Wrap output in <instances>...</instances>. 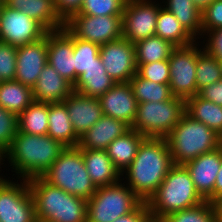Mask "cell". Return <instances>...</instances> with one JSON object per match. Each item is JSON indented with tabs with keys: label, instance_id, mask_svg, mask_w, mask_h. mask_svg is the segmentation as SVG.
<instances>
[{
	"label": "cell",
	"instance_id": "obj_46",
	"mask_svg": "<svg viewBox=\"0 0 222 222\" xmlns=\"http://www.w3.org/2000/svg\"><path fill=\"white\" fill-rule=\"evenodd\" d=\"M222 195V162L214 185V201Z\"/></svg>",
	"mask_w": 222,
	"mask_h": 222
},
{
	"label": "cell",
	"instance_id": "obj_40",
	"mask_svg": "<svg viewBox=\"0 0 222 222\" xmlns=\"http://www.w3.org/2000/svg\"><path fill=\"white\" fill-rule=\"evenodd\" d=\"M16 58L17 47L0 41V82L15 80Z\"/></svg>",
	"mask_w": 222,
	"mask_h": 222
},
{
	"label": "cell",
	"instance_id": "obj_43",
	"mask_svg": "<svg viewBox=\"0 0 222 222\" xmlns=\"http://www.w3.org/2000/svg\"><path fill=\"white\" fill-rule=\"evenodd\" d=\"M83 0H54L55 11L65 24L74 15L79 14Z\"/></svg>",
	"mask_w": 222,
	"mask_h": 222
},
{
	"label": "cell",
	"instance_id": "obj_3",
	"mask_svg": "<svg viewBox=\"0 0 222 222\" xmlns=\"http://www.w3.org/2000/svg\"><path fill=\"white\" fill-rule=\"evenodd\" d=\"M204 201L186 167L174 164L146 204L153 222H160L170 213L195 207Z\"/></svg>",
	"mask_w": 222,
	"mask_h": 222
},
{
	"label": "cell",
	"instance_id": "obj_21",
	"mask_svg": "<svg viewBox=\"0 0 222 222\" xmlns=\"http://www.w3.org/2000/svg\"><path fill=\"white\" fill-rule=\"evenodd\" d=\"M73 91V85L48 63L32 88L34 101L44 103L63 102Z\"/></svg>",
	"mask_w": 222,
	"mask_h": 222
},
{
	"label": "cell",
	"instance_id": "obj_8",
	"mask_svg": "<svg viewBox=\"0 0 222 222\" xmlns=\"http://www.w3.org/2000/svg\"><path fill=\"white\" fill-rule=\"evenodd\" d=\"M185 113V100L173 97L162 102L137 104L136 117L130 127L144 137L166 138Z\"/></svg>",
	"mask_w": 222,
	"mask_h": 222
},
{
	"label": "cell",
	"instance_id": "obj_13",
	"mask_svg": "<svg viewBox=\"0 0 222 222\" xmlns=\"http://www.w3.org/2000/svg\"><path fill=\"white\" fill-rule=\"evenodd\" d=\"M65 27L77 38L103 45L121 38L122 16L74 15Z\"/></svg>",
	"mask_w": 222,
	"mask_h": 222
},
{
	"label": "cell",
	"instance_id": "obj_11",
	"mask_svg": "<svg viewBox=\"0 0 222 222\" xmlns=\"http://www.w3.org/2000/svg\"><path fill=\"white\" fill-rule=\"evenodd\" d=\"M160 2V3H159ZM127 0L122 15V35L133 44L155 35L161 1Z\"/></svg>",
	"mask_w": 222,
	"mask_h": 222
},
{
	"label": "cell",
	"instance_id": "obj_1",
	"mask_svg": "<svg viewBox=\"0 0 222 222\" xmlns=\"http://www.w3.org/2000/svg\"><path fill=\"white\" fill-rule=\"evenodd\" d=\"M173 165L167 139L146 137L132 163L121 173V180L147 202Z\"/></svg>",
	"mask_w": 222,
	"mask_h": 222
},
{
	"label": "cell",
	"instance_id": "obj_35",
	"mask_svg": "<svg viewBox=\"0 0 222 222\" xmlns=\"http://www.w3.org/2000/svg\"><path fill=\"white\" fill-rule=\"evenodd\" d=\"M160 222H218V220L213 203L204 201L195 207L170 213Z\"/></svg>",
	"mask_w": 222,
	"mask_h": 222
},
{
	"label": "cell",
	"instance_id": "obj_9",
	"mask_svg": "<svg viewBox=\"0 0 222 222\" xmlns=\"http://www.w3.org/2000/svg\"><path fill=\"white\" fill-rule=\"evenodd\" d=\"M201 45V46H200ZM201 41L196 40L173 49L169 61V87L174 97L187 100L199 92L196 86L197 56L203 51Z\"/></svg>",
	"mask_w": 222,
	"mask_h": 222
},
{
	"label": "cell",
	"instance_id": "obj_41",
	"mask_svg": "<svg viewBox=\"0 0 222 222\" xmlns=\"http://www.w3.org/2000/svg\"><path fill=\"white\" fill-rule=\"evenodd\" d=\"M222 28V0H215L202 12V37L208 32Z\"/></svg>",
	"mask_w": 222,
	"mask_h": 222
},
{
	"label": "cell",
	"instance_id": "obj_30",
	"mask_svg": "<svg viewBox=\"0 0 222 222\" xmlns=\"http://www.w3.org/2000/svg\"><path fill=\"white\" fill-rule=\"evenodd\" d=\"M155 35L174 46H185L196 41L180 24L178 19L162 5L157 16Z\"/></svg>",
	"mask_w": 222,
	"mask_h": 222
},
{
	"label": "cell",
	"instance_id": "obj_32",
	"mask_svg": "<svg viewBox=\"0 0 222 222\" xmlns=\"http://www.w3.org/2000/svg\"><path fill=\"white\" fill-rule=\"evenodd\" d=\"M135 45L136 63H152L167 60L176 47L156 35L138 41Z\"/></svg>",
	"mask_w": 222,
	"mask_h": 222
},
{
	"label": "cell",
	"instance_id": "obj_25",
	"mask_svg": "<svg viewBox=\"0 0 222 222\" xmlns=\"http://www.w3.org/2000/svg\"><path fill=\"white\" fill-rule=\"evenodd\" d=\"M116 82L106 73L100 57L96 63L84 70L73 86V90L81 95L99 98Z\"/></svg>",
	"mask_w": 222,
	"mask_h": 222
},
{
	"label": "cell",
	"instance_id": "obj_39",
	"mask_svg": "<svg viewBox=\"0 0 222 222\" xmlns=\"http://www.w3.org/2000/svg\"><path fill=\"white\" fill-rule=\"evenodd\" d=\"M18 131V117L0 106V151L10 147Z\"/></svg>",
	"mask_w": 222,
	"mask_h": 222
},
{
	"label": "cell",
	"instance_id": "obj_44",
	"mask_svg": "<svg viewBox=\"0 0 222 222\" xmlns=\"http://www.w3.org/2000/svg\"><path fill=\"white\" fill-rule=\"evenodd\" d=\"M114 222H153L146 202H142L131 213L117 218Z\"/></svg>",
	"mask_w": 222,
	"mask_h": 222
},
{
	"label": "cell",
	"instance_id": "obj_38",
	"mask_svg": "<svg viewBox=\"0 0 222 222\" xmlns=\"http://www.w3.org/2000/svg\"><path fill=\"white\" fill-rule=\"evenodd\" d=\"M137 74L148 80L160 84H169L170 73H169V61L162 60L152 63H136Z\"/></svg>",
	"mask_w": 222,
	"mask_h": 222
},
{
	"label": "cell",
	"instance_id": "obj_10",
	"mask_svg": "<svg viewBox=\"0 0 222 222\" xmlns=\"http://www.w3.org/2000/svg\"><path fill=\"white\" fill-rule=\"evenodd\" d=\"M13 179L0 181V222H35V203L27 180Z\"/></svg>",
	"mask_w": 222,
	"mask_h": 222
},
{
	"label": "cell",
	"instance_id": "obj_36",
	"mask_svg": "<svg viewBox=\"0 0 222 222\" xmlns=\"http://www.w3.org/2000/svg\"><path fill=\"white\" fill-rule=\"evenodd\" d=\"M73 49L75 62V82L99 57L100 45L81 40L73 35Z\"/></svg>",
	"mask_w": 222,
	"mask_h": 222
},
{
	"label": "cell",
	"instance_id": "obj_12",
	"mask_svg": "<svg viewBox=\"0 0 222 222\" xmlns=\"http://www.w3.org/2000/svg\"><path fill=\"white\" fill-rule=\"evenodd\" d=\"M48 30L37 20L23 12L7 7L0 8V41L15 47L33 43L43 38Z\"/></svg>",
	"mask_w": 222,
	"mask_h": 222
},
{
	"label": "cell",
	"instance_id": "obj_7",
	"mask_svg": "<svg viewBox=\"0 0 222 222\" xmlns=\"http://www.w3.org/2000/svg\"><path fill=\"white\" fill-rule=\"evenodd\" d=\"M142 202L123 180L97 187L87 201L86 222H114L134 211Z\"/></svg>",
	"mask_w": 222,
	"mask_h": 222
},
{
	"label": "cell",
	"instance_id": "obj_23",
	"mask_svg": "<svg viewBox=\"0 0 222 222\" xmlns=\"http://www.w3.org/2000/svg\"><path fill=\"white\" fill-rule=\"evenodd\" d=\"M4 4L37 20L48 31L60 30L65 26L55 11L54 0H5Z\"/></svg>",
	"mask_w": 222,
	"mask_h": 222
},
{
	"label": "cell",
	"instance_id": "obj_45",
	"mask_svg": "<svg viewBox=\"0 0 222 222\" xmlns=\"http://www.w3.org/2000/svg\"><path fill=\"white\" fill-rule=\"evenodd\" d=\"M198 95L205 100L222 106V79L204 87Z\"/></svg>",
	"mask_w": 222,
	"mask_h": 222
},
{
	"label": "cell",
	"instance_id": "obj_31",
	"mask_svg": "<svg viewBox=\"0 0 222 222\" xmlns=\"http://www.w3.org/2000/svg\"><path fill=\"white\" fill-rule=\"evenodd\" d=\"M18 131L25 134L47 135L48 103L33 101L18 116Z\"/></svg>",
	"mask_w": 222,
	"mask_h": 222
},
{
	"label": "cell",
	"instance_id": "obj_28",
	"mask_svg": "<svg viewBox=\"0 0 222 222\" xmlns=\"http://www.w3.org/2000/svg\"><path fill=\"white\" fill-rule=\"evenodd\" d=\"M185 112L222 137V106L205 100L196 94L185 101Z\"/></svg>",
	"mask_w": 222,
	"mask_h": 222
},
{
	"label": "cell",
	"instance_id": "obj_27",
	"mask_svg": "<svg viewBox=\"0 0 222 222\" xmlns=\"http://www.w3.org/2000/svg\"><path fill=\"white\" fill-rule=\"evenodd\" d=\"M162 6L170 11L195 39H202V12L194 5L193 0H161Z\"/></svg>",
	"mask_w": 222,
	"mask_h": 222
},
{
	"label": "cell",
	"instance_id": "obj_48",
	"mask_svg": "<svg viewBox=\"0 0 222 222\" xmlns=\"http://www.w3.org/2000/svg\"><path fill=\"white\" fill-rule=\"evenodd\" d=\"M215 0H193L194 5L200 12H203Z\"/></svg>",
	"mask_w": 222,
	"mask_h": 222
},
{
	"label": "cell",
	"instance_id": "obj_42",
	"mask_svg": "<svg viewBox=\"0 0 222 222\" xmlns=\"http://www.w3.org/2000/svg\"><path fill=\"white\" fill-rule=\"evenodd\" d=\"M202 38L203 49L222 63V28L208 31Z\"/></svg>",
	"mask_w": 222,
	"mask_h": 222
},
{
	"label": "cell",
	"instance_id": "obj_26",
	"mask_svg": "<svg viewBox=\"0 0 222 222\" xmlns=\"http://www.w3.org/2000/svg\"><path fill=\"white\" fill-rule=\"evenodd\" d=\"M136 130L130 129L123 136L114 139L106 151L114 166L122 173L134 160L141 142L145 139Z\"/></svg>",
	"mask_w": 222,
	"mask_h": 222
},
{
	"label": "cell",
	"instance_id": "obj_47",
	"mask_svg": "<svg viewBox=\"0 0 222 222\" xmlns=\"http://www.w3.org/2000/svg\"><path fill=\"white\" fill-rule=\"evenodd\" d=\"M218 222H222V195L213 202Z\"/></svg>",
	"mask_w": 222,
	"mask_h": 222
},
{
	"label": "cell",
	"instance_id": "obj_37",
	"mask_svg": "<svg viewBox=\"0 0 222 222\" xmlns=\"http://www.w3.org/2000/svg\"><path fill=\"white\" fill-rule=\"evenodd\" d=\"M127 0H83L78 15L122 16Z\"/></svg>",
	"mask_w": 222,
	"mask_h": 222
},
{
	"label": "cell",
	"instance_id": "obj_50",
	"mask_svg": "<svg viewBox=\"0 0 222 222\" xmlns=\"http://www.w3.org/2000/svg\"><path fill=\"white\" fill-rule=\"evenodd\" d=\"M35 222H49V221H47V220H41V219H38V218H37V219L35 220Z\"/></svg>",
	"mask_w": 222,
	"mask_h": 222
},
{
	"label": "cell",
	"instance_id": "obj_22",
	"mask_svg": "<svg viewBox=\"0 0 222 222\" xmlns=\"http://www.w3.org/2000/svg\"><path fill=\"white\" fill-rule=\"evenodd\" d=\"M82 157L89 177L96 187L112 185L121 180L106 150L82 149Z\"/></svg>",
	"mask_w": 222,
	"mask_h": 222
},
{
	"label": "cell",
	"instance_id": "obj_19",
	"mask_svg": "<svg viewBox=\"0 0 222 222\" xmlns=\"http://www.w3.org/2000/svg\"><path fill=\"white\" fill-rule=\"evenodd\" d=\"M73 129L80 137L103 116L99 98L73 91L64 101Z\"/></svg>",
	"mask_w": 222,
	"mask_h": 222
},
{
	"label": "cell",
	"instance_id": "obj_33",
	"mask_svg": "<svg viewBox=\"0 0 222 222\" xmlns=\"http://www.w3.org/2000/svg\"><path fill=\"white\" fill-rule=\"evenodd\" d=\"M137 103L162 102L172 99L174 96L169 84H160L148 81L137 73L129 81Z\"/></svg>",
	"mask_w": 222,
	"mask_h": 222
},
{
	"label": "cell",
	"instance_id": "obj_18",
	"mask_svg": "<svg viewBox=\"0 0 222 222\" xmlns=\"http://www.w3.org/2000/svg\"><path fill=\"white\" fill-rule=\"evenodd\" d=\"M103 115L121 120L130 127L137 112V101L129 82L115 83L99 97Z\"/></svg>",
	"mask_w": 222,
	"mask_h": 222
},
{
	"label": "cell",
	"instance_id": "obj_34",
	"mask_svg": "<svg viewBox=\"0 0 222 222\" xmlns=\"http://www.w3.org/2000/svg\"><path fill=\"white\" fill-rule=\"evenodd\" d=\"M222 79V63L203 50L197 56L196 86L199 92L204 87Z\"/></svg>",
	"mask_w": 222,
	"mask_h": 222
},
{
	"label": "cell",
	"instance_id": "obj_16",
	"mask_svg": "<svg viewBox=\"0 0 222 222\" xmlns=\"http://www.w3.org/2000/svg\"><path fill=\"white\" fill-rule=\"evenodd\" d=\"M222 162V145L184 164L199 195L214 202V185Z\"/></svg>",
	"mask_w": 222,
	"mask_h": 222
},
{
	"label": "cell",
	"instance_id": "obj_2",
	"mask_svg": "<svg viewBox=\"0 0 222 222\" xmlns=\"http://www.w3.org/2000/svg\"><path fill=\"white\" fill-rule=\"evenodd\" d=\"M65 148L48 135L25 134L17 131L3 157L12 173H15L12 175L14 179L18 177L28 180L42 177Z\"/></svg>",
	"mask_w": 222,
	"mask_h": 222
},
{
	"label": "cell",
	"instance_id": "obj_20",
	"mask_svg": "<svg viewBox=\"0 0 222 222\" xmlns=\"http://www.w3.org/2000/svg\"><path fill=\"white\" fill-rule=\"evenodd\" d=\"M131 128L125 122L103 115L89 130L80 136L81 149L106 150L116 138L123 136Z\"/></svg>",
	"mask_w": 222,
	"mask_h": 222
},
{
	"label": "cell",
	"instance_id": "obj_29",
	"mask_svg": "<svg viewBox=\"0 0 222 222\" xmlns=\"http://www.w3.org/2000/svg\"><path fill=\"white\" fill-rule=\"evenodd\" d=\"M34 101L32 88L18 81L0 82V106L17 117Z\"/></svg>",
	"mask_w": 222,
	"mask_h": 222
},
{
	"label": "cell",
	"instance_id": "obj_5",
	"mask_svg": "<svg viewBox=\"0 0 222 222\" xmlns=\"http://www.w3.org/2000/svg\"><path fill=\"white\" fill-rule=\"evenodd\" d=\"M173 163L184 165L222 145V137L186 112L166 137Z\"/></svg>",
	"mask_w": 222,
	"mask_h": 222
},
{
	"label": "cell",
	"instance_id": "obj_24",
	"mask_svg": "<svg viewBox=\"0 0 222 222\" xmlns=\"http://www.w3.org/2000/svg\"><path fill=\"white\" fill-rule=\"evenodd\" d=\"M47 135L65 147H77L80 137L75 133L63 102L48 103Z\"/></svg>",
	"mask_w": 222,
	"mask_h": 222
},
{
	"label": "cell",
	"instance_id": "obj_14",
	"mask_svg": "<svg viewBox=\"0 0 222 222\" xmlns=\"http://www.w3.org/2000/svg\"><path fill=\"white\" fill-rule=\"evenodd\" d=\"M99 57L116 83H126L137 73L135 45L123 36L100 45Z\"/></svg>",
	"mask_w": 222,
	"mask_h": 222
},
{
	"label": "cell",
	"instance_id": "obj_6",
	"mask_svg": "<svg viewBox=\"0 0 222 222\" xmlns=\"http://www.w3.org/2000/svg\"><path fill=\"white\" fill-rule=\"evenodd\" d=\"M42 178L52 186L88 201L97 187L88 175L82 149L66 147Z\"/></svg>",
	"mask_w": 222,
	"mask_h": 222
},
{
	"label": "cell",
	"instance_id": "obj_17",
	"mask_svg": "<svg viewBox=\"0 0 222 222\" xmlns=\"http://www.w3.org/2000/svg\"><path fill=\"white\" fill-rule=\"evenodd\" d=\"M47 63L46 33L36 42L17 47L15 81L33 88Z\"/></svg>",
	"mask_w": 222,
	"mask_h": 222
},
{
	"label": "cell",
	"instance_id": "obj_4",
	"mask_svg": "<svg viewBox=\"0 0 222 222\" xmlns=\"http://www.w3.org/2000/svg\"><path fill=\"white\" fill-rule=\"evenodd\" d=\"M36 217L49 222H86L87 201L52 186L42 177L27 180Z\"/></svg>",
	"mask_w": 222,
	"mask_h": 222
},
{
	"label": "cell",
	"instance_id": "obj_49",
	"mask_svg": "<svg viewBox=\"0 0 222 222\" xmlns=\"http://www.w3.org/2000/svg\"><path fill=\"white\" fill-rule=\"evenodd\" d=\"M4 162V157H3V153L0 151V169L2 168V165L4 166V167H6L7 166V164H5V163H3ZM5 164V165H4ZM3 169H1L0 170V172L2 171ZM1 174V173H0ZM3 174L4 173H2L1 175H0V181H2L6 176L4 175L3 176Z\"/></svg>",
	"mask_w": 222,
	"mask_h": 222
},
{
	"label": "cell",
	"instance_id": "obj_15",
	"mask_svg": "<svg viewBox=\"0 0 222 222\" xmlns=\"http://www.w3.org/2000/svg\"><path fill=\"white\" fill-rule=\"evenodd\" d=\"M73 34L64 26L47 32V62L64 79L75 84Z\"/></svg>",
	"mask_w": 222,
	"mask_h": 222
}]
</instances>
